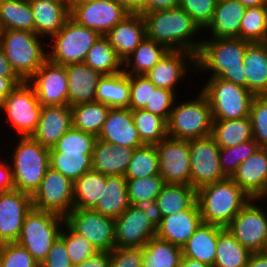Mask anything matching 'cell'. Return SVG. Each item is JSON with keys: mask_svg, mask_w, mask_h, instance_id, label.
Returning <instances> with one entry per match:
<instances>
[{"mask_svg": "<svg viewBox=\"0 0 267 267\" xmlns=\"http://www.w3.org/2000/svg\"><path fill=\"white\" fill-rule=\"evenodd\" d=\"M250 43L240 38L203 39L195 55V72L202 76L206 72L209 78H220L247 88L243 59Z\"/></svg>", "mask_w": 267, "mask_h": 267, "instance_id": "1", "label": "cell"}, {"mask_svg": "<svg viewBox=\"0 0 267 267\" xmlns=\"http://www.w3.org/2000/svg\"><path fill=\"white\" fill-rule=\"evenodd\" d=\"M142 17L148 39L165 45L170 51H187L197 54L203 41L204 33H201L203 30L180 7L153 11L143 14Z\"/></svg>", "mask_w": 267, "mask_h": 267, "instance_id": "2", "label": "cell"}, {"mask_svg": "<svg viewBox=\"0 0 267 267\" xmlns=\"http://www.w3.org/2000/svg\"><path fill=\"white\" fill-rule=\"evenodd\" d=\"M251 197L231 178L197 190L202 221L226 228Z\"/></svg>", "mask_w": 267, "mask_h": 267, "instance_id": "3", "label": "cell"}, {"mask_svg": "<svg viewBox=\"0 0 267 267\" xmlns=\"http://www.w3.org/2000/svg\"><path fill=\"white\" fill-rule=\"evenodd\" d=\"M9 159L15 190L33 195L45 176L49 162V148L30 137H18Z\"/></svg>", "mask_w": 267, "mask_h": 267, "instance_id": "4", "label": "cell"}, {"mask_svg": "<svg viewBox=\"0 0 267 267\" xmlns=\"http://www.w3.org/2000/svg\"><path fill=\"white\" fill-rule=\"evenodd\" d=\"M45 39L35 32L22 30L0 31V45L16 74L28 81L48 60Z\"/></svg>", "mask_w": 267, "mask_h": 267, "instance_id": "5", "label": "cell"}, {"mask_svg": "<svg viewBox=\"0 0 267 267\" xmlns=\"http://www.w3.org/2000/svg\"><path fill=\"white\" fill-rule=\"evenodd\" d=\"M193 99H177L167 120L168 137L182 140L211 135L212 113L206 96L199 90Z\"/></svg>", "mask_w": 267, "mask_h": 267, "instance_id": "6", "label": "cell"}, {"mask_svg": "<svg viewBox=\"0 0 267 267\" xmlns=\"http://www.w3.org/2000/svg\"><path fill=\"white\" fill-rule=\"evenodd\" d=\"M200 91L211 107L213 120H234L250 116L254 94L247 88L220 78H206Z\"/></svg>", "mask_w": 267, "mask_h": 267, "instance_id": "7", "label": "cell"}, {"mask_svg": "<svg viewBox=\"0 0 267 267\" xmlns=\"http://www.w3.org/2000/svg\"><path fill=\"white\" fill-rule=\"evenodd\" d=\"M101 35L69 18L47 42L48 60L57 65L84 63L89 49ZM51 50V51H50Z\"/></svg>", "mask_w": 267, "mask_h": 267, "instance_id": "8", "label": "cell"}, {"mask_svg": "<svg viewBox=\"0 0 267 267\" xmlns=\"http://www.w3.org/2000/svg\"><path fill=\"white\" fill-rule=\"evenodd\" d=\"M65 219L55 213L32 208L16 241L40 264L60 236Z\"/></svg>", "mask_w": 267, "mask_h": 267, "instance_id": "9", "label": "cell"}, {"mask_svg": "<svg viewBox=\"0 0 267 267\" xmlns=\"http://www.w3.org/2000/svg\"><path fill=\"white\" fill-rule=\"evenodd\" d=\"M41 110L42 104L34 87L23 81L5 98L0 114H5L3 118L6 116L4 121L7 119V122L4 124L9 126L8 129L12 127L17 137H30L37 129Z\"/></svg>", "mask_w": 267, "mask_h": 267, "instance_id": "10", "label": "cell"}, {"mask_svg": "<svg viewBox=\"0 0 267 267\" xmlns=\"http://www.w3.org/2000/svg\"><path fill=\"white\" fill-rule=\"evenodd\" d=\"M259 202L264 201L251 198L226 227L235 239L252 253L264 252L267 249V210L263 205H259Z\"/></svg>", "mask_w": 267, "mask_h": 267, "instance_id": "11", "label": "cell"}, {"mask_svg": "<svg viewBox=\"0 0 267 267\" xmlns=\"http://www.w3.org/2000/svg\"><path fill=\"white\" fill-rule=\"evenodd\" d=\"M64 219L75 233L90 241L98 251L111 252L116 247L114 218L92 209L73 208Z\"/></svg>", "mask_w": 267, "mask_h": 267, "instance_id": "12", "label": "cell"}, {"mask_svg": "<svg viewBox=\"0 0 267 267\" xmlns=\"http://www.w3.org/2000/svg\"><path fill=\"white\" fill-rule=\"evenodd\" d=\"M190 185L196 190L227 177L219 164L220 147L209 135L189 140Z\"/></svg>", "mask_w": 267, "mask_h": 267, "instance_id": "13", "label": "cell"}, {"mask_svg": "<svg viewBox=\"0 0 267 267\" xmlns=\"http://www.w3.org/2000/svg\"><path fill=\"white\" fill-rule=\"evenodd\" d=\"M33 208L66 217L74 208L73 182L49 167L32 195Z\"/></svg>", "mask_w": 267, "mask_h": 267, "instance_id": "14", "label": "cell"}, {"mask_svg": "<svg viewBox=\"0 0 267 267\" xmlns=\"http://www.w3.org/2000/svg\"><path fill=\"white\" fill-rule=\"evenodd\" d=\"M155 148L165 184L190 185L189 140L166 137Z\"/></svg>", "mask_w": 267, "mask_h": 267, "instance_id": "15", "label": "cell"}, {"mask_svg": "<svg viewBox=\"0 0 267 267\" xmlns=\"http://www.w3.org/2000/svg\"><path fill=\"white\" fill-rule=\"evenodd\" d=\"M129 12L117 0H96L76 5L70 10V18L105 36Z\"/></svg>", "mask_w": 267, "mask_h": 267, "instance_id": "16", "label": "cell"}, {"mask_svg": "<svg viewBox=\"0 0 267 267\" xmlns=\"http://www.w3.org/2000/svg\"><path fill=\"white\" fill-rule=\"evenodd\" d=\"M42 106L68 105V79L64 65L47 60L28 80Z\"/></svg>", "mask_w": 267, "mask_h": 267, "instance_id": "17", "label": "cell"}, {"mask_svg": "<svg viewBox=\"0 0 267 267\" xmlns=\"http://www.w3.org/2000/svg\"><path fill=\"white\" fill-rule=\"evenodd\" d=\"M32 208V195L15 189L0 192V244L18 240Z\"/></svg>", "mask_w": 267, "mask_h": 267, "instance_id": "18", "label": "cell"}, {"mask_svg": "<svg viewBox=\"0 0 267 267\" xmlns=\"http://www.w3.org/2000/svg\"><path fill=\"white\" fill-rule=\"evenodd\" d=\"M192 67V68H191ZM195 54L187 51H169L145 76L159 88L171 90L177 95L187 73H195ZM192 69V70H191Z\"/></svg>", "mask_w": 267, "mask_h": 267, "instance_id": "19", "label": "cell"}, {"mask_svg": "<svg viewBox=\"0 0 267 267\" xmlns=\"http://www.w3.org/2000/svg\"><path fill=\"white\" fill-rule=\"evenodd\" d=\"M116 247L142 248L156 236V227L143 210L133 205L115 218Z\"/></svg>", "mask_w": 267, "mask_h": 267, "instance_id": "20", "label": "cell"}, {"mask_svg": "<svg viewBox=\"0 0 267 267\" xmlns=\"http://www.w3.org/2000/svg\"><path fill=\"white\" fill-rule=\"evenodd\" d=\"M97 138L115 146L134 149L144 145L129 108H110Z\"/></svg>", "mask_w": 267, "mask_h": 267, "instance_id": "21", "label": "cell"}, {"mask_svg": "<svg viewBox=\"0 0 267 267\" xmlns=\"http://www.w3.org/2000/svg\"><path fill=\"white\" fill-rule=\"evenodd\" d=\"M197 201L187 210L162 217L156 237L183 247L202 223Z\"/></svg>", "mask_w": 267, "mask_h": 267, "instance_id": "22", "label": "cell"}, {"mask_svg": "<svg viewBox=\"0 0 267 267\" xmlns=\"http://www.w3.org/2000/svg\"><path fill=\"white\" fill-rule=\"evenodd\" d=\"M251 198H261L267 191V148L260 147L241 162L230 177Z\"/></svg>", "mask_w": 267, "mask_h": 267, "instance_id": "23", "label": "cell"}, {"mask_svg": "<svg viewBox=\"0 0 267 267\" xmlns=\"http://www.w3.org/2000/svg\"><path fill=\"white\" fill-rule=\"evenodd\" d=\"M29 1L34 18L35 33L49 41L70 18L68 0Z\"/></svg>", "mask_w": 267, "mask_h": 267, "instance_id": "24", "label": "cell"}, {"mask_svg": "<svg viewBox=\"0 0 267 267\" xmlns=\"http://www.w3.org/2000/svg\"><path fill=\"white\" fill-rule=\"evenodd\" d=\"M71 127L72 113L69 105L42 106L37 129L31 137L50 149Z\"/></svg>", "mask_w": 267, "mask_h": 267, "instance_id": "25", "label": "cell"}, {"mask_svg": "<svg viewBox=\"0 0 267 267\" xmlns=\"http://www.w3.org/2000/svg\"><path fill=\"white\" fill-rule=\"evenodd\" d=\"M68 79V105L96 101V89L99 79L103 76L85 63L64 65Z\"/></svg>", "mask_w": 267, "mask_h": 267, "instance_id": "26", "label": "cell"}, {"mask_svg": "<svg viewBox=\"0 0 267 267\" xmlns=\"http://www.w3.org/2000/svg\"><path fill=\"white\" fill-rule=\"evenodd\" d=\"M105 37L124 61L146 37L145 23L139 13H129Z\"/></svg>", "mask_w": 267, "mask_h": 267, "instance_id": "27", "label": "cell"}, {"mask_svg": "<svg viewBox=\"0 0 267 267\" xmlns=\"http://www.w3.org/2000/svg\"><path fill=\"white\" fill-rule=\"evenodd\" d=\"M244 7L238 0H218L211 22L203 30L209 35L203 39L240 38L241 19L245 13Z\"/></svg>", "mask_w": 267, "mask_h": 267, "instance_id": "28", "label": "cell"}, {"mask_svg": "<svg viewBox=\"0 0 267 267\" xmlns=\"http://www.w3.org/2000/svg\"><path fill=\"white\" fill-rule=\"evenodd\" d=\"M134 150L97 139L92 155V169L106 176L125 175Z\"/></svg>", "mask_w": 267, "mask_h": 267, "instance_id": "29", "label": "cell"}, {"mask_svg": "<svg viewBox=\"0 0 267 267\" xmlns=\"http://www.w3.org/2000/svg\"><path fill=\"white\" fill-rule=\"evenodd\" d=\"M247 89L254 95H267V42L250 43L243 59Z\"/></svg>", "mask_w": 267, "mask_h": 267, "instance_id": "30", "label": "cell"}, {"mask_svg": "<svg viewBox=\"0 0 267 267\" xmlns=\"http://www.w3.org/2000/svg\"><path fill=\"white\" fill-rule=\"evenodd\" d=\"M218 236L219 226L202 222L182 247L183 256L213 267Z\"/></svg>", "mask_w": 267, "mask_h": 267, "instance_id": "31", "label": "cell"}, {"mask_svg": "<svg viewBox=\"0 0 267 267\" xmlns=\"http://www.w3.org/2000/svg\"><path fill=\"white\" fill-rule=\"evenodd\" d=\"M169 51L165 45L145 37L123 61V72L127 75H146Z\"/></svg>", "mask_w": 267, "mask_h": 267, "instance_id": "32", "label": "cell"}, {"mask_svg": "<svg viewBox=\"0 0 267 267\" xmlns=\"http://www.w3.org/2000/svg\"><path fill=\"white\" fill-rule=\"evenodd\" d=\"M129 75L123 71L112 75H103L96 89V102L110 108H129Z\"/></svg>", "mask_w": 267, "mask_h": 267, "instance_id": "33", "label": "cell"}, {"mask_svg": "<svg viewBox=\"0 0 267 267\" xmlns=\"http://www.w3.org/2000/svg\"><path fill=\"white\" fill-rule=\"evenodd\" d=\"M129 205L125 175H112L107 176V183L102 198L92 210L115 219Z\"/></svg>", "mask_w": 267, "mask_h": 267, "instance_id": "34", "label": "cell"}, {"mask_svg": "<svg viewBox=\"0 0 267 267\" xmlns=\"http://www.w3.org/2000/svg\"><path fill=\"white\" fill-rule=\"evenodd\" d=\"M211 136L220 149L237 146L253 139L251 118L213 120Z\"/></svg>", "mask_w": 267, "mask_h": 267, "instance_id": "35", "label": "cell"}, {"mask_svg": "<svg viewBox=\"0 0 267 267\" xmlns=\"http://www.w3.org/2000/svg\"><path fill=\"white\" fill-rule=\"evenodd\" d=\"M107 176L93 169L73 182L74 208L93 209L102 198Z\"/></svg>", "mask_w": 267, "mask_h": 267, "instance_id": "36", "label": "cell"}, {"mask_svg": "<svg viewBox=\"0 0 267 267\" xmlns=\"http://www.w3.org/2000/svg\"><path fill=\"white\" fill-rule=\"evenodd\" d=\"M252 252L242 246L227 228L219 226L213 267H246Z\"/></svg>", "mask_w": 267, "mask_h": 267, "instance_id": "37", "label": "cell"}, {"mask_svg": "<svg viewBox=\"0 0 267 267\" xmlns=\"http://www.w3.org/2000/svg\"><path fill=\"white\" fill-rule=\"evenodd\" d=\"M5 30L35 32L29 0H4L0 2V31Z\"/></svg>", "mask_w": 267, "mask_h": 267, "instance_id": "38", "label": "cell"}, {"mask_svg": "<svg viewBox=\"0 0 267 267\" xmlns=\"http://www.w3.org/2000/svg\"><path fill=\"white\" fill-rule=\"evenodd\" d=\"M196 201L197 190L182 184H165L156 199L162 217L187 210Z\"/></svg>", "mask_w": 267, "mask_h": 267, "instance_id": "39", "label": "cell"}, {"mask_svg": "<svg viewBox=\"0 0 267 267\" xmlns=\"http://www.w3.org/2000/svg\"><path fill=\"white\" fill-rule=\"evenodd\" d=\"M142 267H177L183 257L182 248L158 237L142 247Z\"/></svg>", "mask_w": 267, "mask_h": 267, "instance_id": "40", "label": "cell"}, {"mask_svg": "<svg viewBox=\"0 0 267 267\" xmlns=\"http://www.w3.org/2000/svg\"><path fill=\"white\" fill-rule=\"evenodd\" d=\"M102 75H112L123 71V61L105 36H100L89 49L84 61Z\"/></svg>", "mask_w": 267, "mask_h": 267, "instance_id": "41", "label": "cell"}, {"mask_svg": "<svg viewBox=\"0 0 267 267\" xmlns=\"http://www.w3.org/2000/svg\"><path fill=\"white\" fill-rule=\"evenodd\" d=\"M109 110V106L96 101L71 106L72 127L98 136Z\"/></svg>", "mask_w": 267, "mask_h": 267, "instance_id": "42", "label": "cell"}, {"mask_svg": "<svg viewBox=\"0 0 267 267\" xmlns=\"http://www.w3.org/2000/svg\"><path fill=\"white\" fill-rule=\"evenodd\" d=\"M93 153H66L49 151L50 167L72 182L92 169Z\"/></svg>", "mask_w": 267, "mask_h": 267, "instance_id": "43", "label": "cell"}, {"mask_svg": "<svg viewBox=\"0 0 267 267\" xmlns=\"http://www.w3.org/2000/svg\"><path fill=\"white\" fill-rule=\"evenodd\" d=\"M131 114L144 145H156L168 137L166 119L144 109L133 110Z\"/></svg>", "mask_w": 267, "mask_h": 267, "instance_id": "44", "label": "cell"}, {"mask_svg": "<svg viewBox=\"0 0 267 267\" xmlns=\"http://www.w3.org/2000/svg\"><path fill=\"white\" fill-rule=\"evenodd\" d=\"M240 39L267 42V6L246 8L240 24Z\"/></svg>", "mask_w": 267, "mask_h": 267, "instance_id": "45", "label": "cell"}, {"mask_svg": "<svg viewBox=\"0 0 267 267\" xmlns=\"http://www.w3.org/2000/svg\"><path fill=\"white\" fill-rule=\"evenodd\" d=\"M151 175H160L158 154L155 145H143L134 150L125 177L136 179Z\"/></svg>", "mask_w": 267, "mask_h": 267, "instance_id": "46", "label": "cell"}, {"mask_svg": "<svg viewBox=\"0 0 267 267\" xmlns=\"http://www.w3.org/2000/svg\"><path fill=\"white\" fill-rule=\"evenodd\" d=\"M165 181L160 175L127 179V194L130 205L146 199L156 200Z\"/></svg>", "mask_w": 267, "mask_h": 267, "instance_id": "47", "label": "cell"}, {"mask_svg": "<svg viewBox=\"0 0 267 267\" xmlns=\"http://www.w3.org/2000/svg\"><path fill=\"white\" fill-rule=\"evenodd\" d=\"M97 136L71 127L49 151L93 153Z\"/></svg>", "mask_w": 267, "mask_h": 267, "instance_id": "48", "label": "cell"}, {"mask_svg": "<svg viewBox=\"0 0 267 267\" xmlns=\"http://www.w3.org/2000/svg\"><path fill=\"white\" fill-rule=\"evenodd\" d=\"M259 148V144L252 139L234 147L220 149L219 164L221 171L227 178H230L238 165L253 155Z\"/></svg>", "mask_w": 267, "mask_h": 267, "instance_id": "49", "label": "cell"}, {"mask_svg": "<svg viewBox=\"0 0 267 267\" xmlns=\"http://www.w3.org/2000/svg\"><path fill=\"white\" fill-rule=\"evenodd\" d=\"M59 237L65 242L68 255L74 266L81 264L98 251L90 241L75 233L66 223L62 227Z\"/></svg>", "mask_w": 267, "mask_h": 267, "instance_id": "50", "label": "cell"}, {"mask_svg": "<svg viewBox=\"0 0 267 267\" xmlns=\"http://www.w3.org/2000/svg\"><path fill=\"white\" fill-rule=\"evenodd\" d=\"M250 118L253 139L260 147L267 148V95L254 96L250 107Z\"/></svg>", "mask_w": 267, "mask_h": 267, "instance_id": "51", "label": "cell"}, {"mask_svg": "<svg viewBox=\"0 0 267 267\" xmlns=\"http://www.w3.org/2000/svg\"><path fill=\"white\" fill-rule=\"evenodd\" d=\"M0 267H40L33 256L19 243L0 244Z\"/></svg>", "mask_w": 267, "mask_h": 267, "instance_id": "52", "label": "cell"}, {"mask_svg": "<svg viewBox=\"0 0 267 267\" xmlns=\"http://www.w3.org/2000/svg\"><path fill=\"white\" fill-rule=\"evenodd\" d=\"M218 0H180V8L204 30L211 22Z\"/></svg>", "mask_w": 267, "mask_h": 267, "instance_id": "53", "label": "cell"}, {"mask_svg": "<svg viewBox=\"0 0 267 267\" xmlns=\"http://www.w3.org/2000/svg\"><path fill=\"white\" fill-rule=\"evenodd\" d=\"M129 82V109L131 111L144 109L150 101L151 88H156V86L145 75H129Z\"/></svg>", "mask_w": 267, "mask_h": 267, "instance_id": "54", "label": "cell"}, {"mask_svg": "<svg viewBox=\"0 0 267 267\" xmlns=\"http://www.w3.org/2000/svg\"><path fill=\"white\" fill-rule=\"evenodd\" d=\"M179 97L171 90L163 88H151L150 101L144 110L168 120L175 100Z\"/></svg>", "mask_w": 267, "mask_h": 267, "instance_id": "55", "label": "cell"}, {"mask_svg": "<svg viewBox=\"0 0 267 267\" xmlns=\"http://www.w3.org/2000/svg\"><path fill=\"white\" fill-rule=\"evenodd\" d=\"M142 248L115 247L111 251L109 267H142Z\"/></svg>", "mask_w": 267, "mask_h": 267, "instance_id": "56", "label": "cell"}, {"mask_svg": "<svg viewBox=\"0 0 267 267\" xmlns=\"http://www.w3.org/2000/svg\"><path fill=\"white\" fill-rule=\"evenodd\" d=\"M40 267H74L67 252L65 242L58 237L50 248Z\"/></svg>", "mask_w": 267, "mask_h": 267, "instance_id": "57", "label": "cell"}, {"mask_svg": "<svg viewBox=\"0 0 267 267\" xmlns=\"http://www.w3.org/2000/svg\"><path fill=\"white\" fill-rule=\"evenodd\" d=\"M133 206L137 209L143 210L148 219L153 223L155 227L160 224L162 220V215L156 200L154 201L146 199L144 201L136 202Z\"/></svg>", "mask_w": 267, "mask_h": 267, "instance_id": "58", "label": "cell"}, {"mask_svg": "<svg viewBox=\"0 0 267 267\" xmlns=\"http://www.w3.org/2000/svg\"><path fill=\"white\" fill-rule=\"evenodd\" d=\"M180 6V0H144L143 14L153 11H163L167 9H174Z\"/></svg>", "mask_w": 267, "mask_h": 267, "instance_id": "59", "label": "cell"}, {"mask_svg": "<svg viewBox=\"0 0 267 267\" xmlns=\"http://www.w3.org/2000/svg\"><path fill=\"white\" fill-rule=\"evenodd\" d=\"M111 260V252L97 251L81 264L74 267H109Z\"/></svg>", "mask_w": 267, "mask_h": 267, "instance_id": "60", "label": "cell"}, {"mask_svg": "<svg viewBox=\"0 0 267 267\" xmlns=\"http://www.w3.org/2000/svg\"><path fill=\"white\" fill-rule=\"evenodd\" d=\"M2 158L4 157H0V192L11 191L14 189L11 165L8 159Z\"/></svg>", "mask_w": 267, "mask_h": 267, "instance_id": "61", "label": "cell"}, {"mask_svg": "<svg viewBox=\"0 0 267 267\" xmlns=\"http://www.w3.org/2000/svg\"><path fill=\"white\" fill-rule=\"evenodd\" d=\"M23 80L21 78H4L0 77V113L4 105L5 98L12 92V90Z\"/></svg>", "mask_w": 267, "mask_h": 267, "instance_id": "62", "label": "cell"}, {"mask_svg": "<svg viewBox=\"0 0 267 267\" xmlns=\"http://www.w3.org/2000/svg\"><path fill=\"white\" fill-rule=\"evenodd\" d=\"M0 77L20 78L9 63L3 47L0 45Z\"/></svg>", "mask_w": 267, "mask_h": 267, "instance_id": "63", "label": "cell"}, {"mask_svg": "<svg viewBox=\"0 0 267 267\" xmlns=\"http://www.w3.org/2000/svg\"><path fill=\"white\" fill-rule=\"evenodd\" d=\"M246 267H267V252H253Z\"/></svg>", "mask_w": 267, "mask_h": 267, "instance_id": "64", "label": "cell"}, {"mask_svg": "<svg viewBox=\"0 0 267 267\" xmlns=\"http://www.w3.org/2000/svg\"><path fill=\"white\" fill-rule=\"evenodd\" d=\"M129 13H139L143 15L144 0H117Z\"/></svg>", "mask_w": 267, "mask_h": 267, "instance_id": "65", "label": "cell"}, {"mask_svg": "<svg viewBox=\"0 0 267 267\" xmlns=\"http://www.w3.org/2000/svg\"><path fill=\"white\" fill-rule=\"evenodd\" d=\"M177 267H211L198 260L191 259L189 257H182L180 264Z\"/></svg>", "mask_w": 267, "mask_h": 267, "instance_id": "66", "label": "cell"}, {"mask_svg": "<svg viewBox=\"0 0 267 267\" xmlns=\"http://www.w3.org/2000/svg\"><path fill=\"white\" fill-rule=\"evenodd\" d=\"M244 7L267 6V0H238Z\"/></svg>", "mask_w": 267, "mask_h": 267, "instance_id": "67", "label": "cell"}, {"mask_svg": "<svg viewBox=\"0 0 267 267\" xmlns=\"http://www.w3.org/2000/svg\"><path fill=\"white\" fill-rule=\"evenodd\" d=\"M96 0H68L69 10H71L76 5H82L89 2H94Z\"/></svg>", "mask_w": 267, "mask_h": 267, "instance_id": "68", "label": "cell"}, {"mask_svg": "<svg viewBox=\"0 0 267 267\" xmlns=\"http://www.w3.org/2000/svg\"><path fill=\"white\" fill-rule=\"evenodd\" d=\"M267 200V191H266V193L260 198V200Z\"/></svg>", "mask_w": 267, "mask_h": 267, "instance_id": "69", "label": "cell"}]
</instances>
